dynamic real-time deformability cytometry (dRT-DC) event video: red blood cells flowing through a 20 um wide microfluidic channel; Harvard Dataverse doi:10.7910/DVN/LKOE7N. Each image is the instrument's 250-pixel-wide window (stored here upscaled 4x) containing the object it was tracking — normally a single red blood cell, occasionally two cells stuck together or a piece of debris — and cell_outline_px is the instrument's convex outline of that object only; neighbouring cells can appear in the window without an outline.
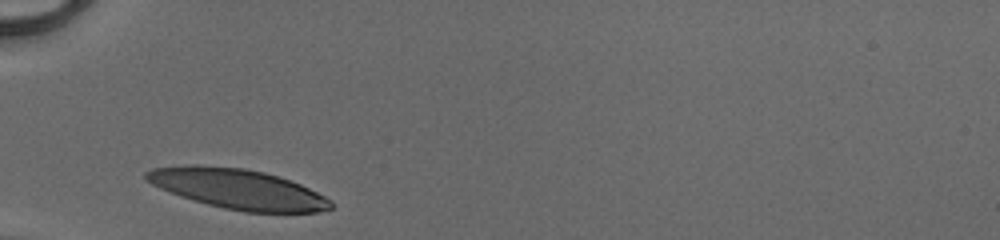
{"species": "human", "species_latin": "Homo sapiens", "temperature_condition": "cold", "stored_images_in_passage": 25, "camera_frame_rate_fps": 3000, "um_per_image_px": 0.085, "donor": {"sex": "male"}, "frame": {"image": 1, "passage_image": 1, "time_ms": 0.0, "image_size_px": [1000, 240], "cell_outline_px": [[332, 208], [316, 212], [244, 212], [224, 208], [192, 200], [180, 196], [160, 188], [144, 180], [144, 172], [152, 168], [188, 164], [196, 164], [244, 168], [264, 172], [300, 184], [332, 200]], "centroid_in_image_um": [20.15, 16.05], "position_along_channel_um": 64.8, "area_um2": 42.95}}
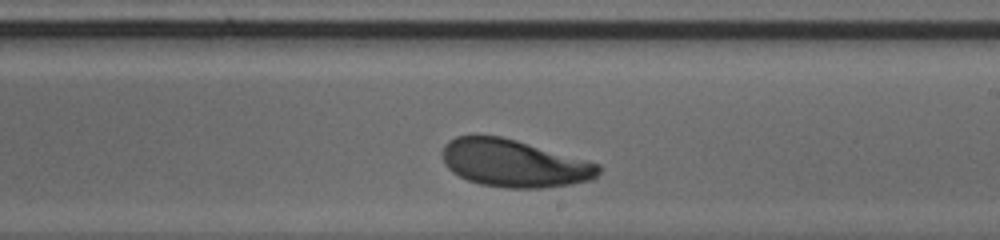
{"frame": {"image": 2, "passage_image": 15, "time_ms": 4.667, "image_size_px": [1000, 240], "cell_outline_px": [[600, 172], [592, 180], [572, 184], [540, 188], [504, 188], [480, 184], [468, 180], [452, 172], [444, 164], [440, 152], [444, 144], [448, 140], [456, 136], [476, 132], [500, 136], [516, 140], [600, 164]], "centroid_in_image_um": [43.61, 13.85], "position_along_channel_um": 245.4, "area_um2": 43.87}}
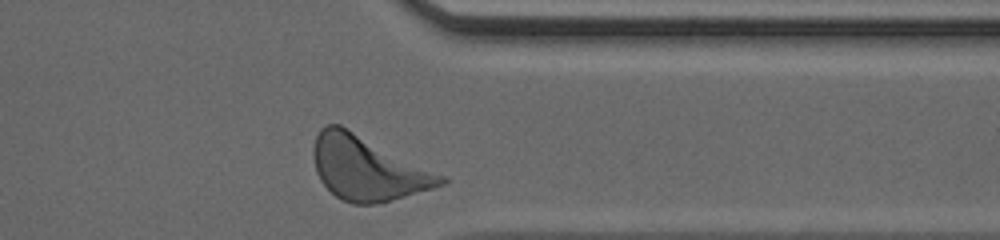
{"frame": {"image": 3, "passage_image": 25, "time_ms": 8.0, "image_size_px": [1000, 240], "cell_outline_px": [[448, 180], [444, 184], [432, 188], [376, 204], [352, 204], [336, 196], [320, 180], [316, 172], [312, 156], [312, 152], [316, 136], [320, 128], [328, 124], [340, 124], [448, 176]], "centroid_in_image_um": [31.25, 14.28], "position_along_channel_um": 380.1, "area_um2": 47.69}, "authors_computed_cell_mechanics": {"area_um2": 43.061, "velocity_mm_per_s": 4.0639, "shape_relaxation_time_tau1_ms": 2.6201, "shape_relaxation_time_tau2_ms": 9.4515, "deformation_change_tau1": 0.1703, "deformation_change_tau2": 0.2097}}